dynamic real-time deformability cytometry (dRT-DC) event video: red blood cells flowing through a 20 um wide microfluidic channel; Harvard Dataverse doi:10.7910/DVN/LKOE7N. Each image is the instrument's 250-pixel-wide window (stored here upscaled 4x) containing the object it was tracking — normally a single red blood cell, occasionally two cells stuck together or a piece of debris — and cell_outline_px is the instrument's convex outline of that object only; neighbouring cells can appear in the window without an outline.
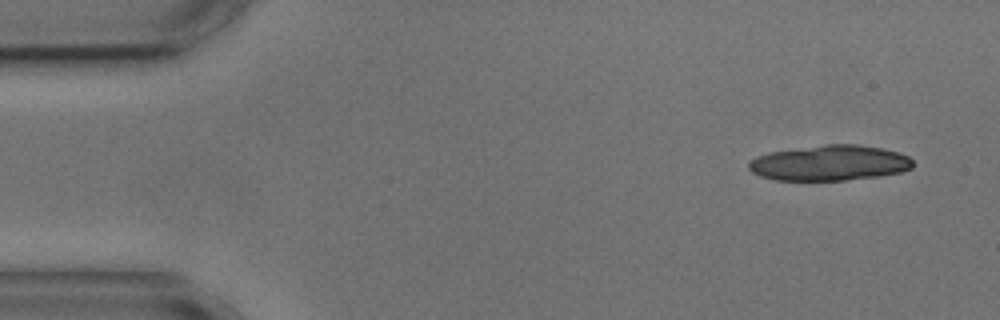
{"species": "common noctule bat (a hibernating species)", "species_latin": "Nyctalus noctula", "temperature_condition": "cold", "stored_images_in_passage": 3, "camera_frame_rate_fps": 3000, "um_per_image_px": 0.085, "animal": {"sex": "male", "body_mass_g": 17.9, "forearm_length_mm": 54.2}, "frame": {"image": 1, "passage_image": 1, "time_ms": 0.0, "image_size_px": [1000, 320], "cell_outline_px": [[912, 168], [900, 172], [880, 176], [848, 180], [776, 180], [760, 176], [752, 172], [748, 168], [748, 160], [756, 156], [772, 152], [824, 144], [856, 144], [880, 148], [896, 152], [908, 156], [912, 160]], "centroid_in_image_um": [70.49, 13.86], "position_along_channel_um": 14.5, "area_um2": 33.81}}